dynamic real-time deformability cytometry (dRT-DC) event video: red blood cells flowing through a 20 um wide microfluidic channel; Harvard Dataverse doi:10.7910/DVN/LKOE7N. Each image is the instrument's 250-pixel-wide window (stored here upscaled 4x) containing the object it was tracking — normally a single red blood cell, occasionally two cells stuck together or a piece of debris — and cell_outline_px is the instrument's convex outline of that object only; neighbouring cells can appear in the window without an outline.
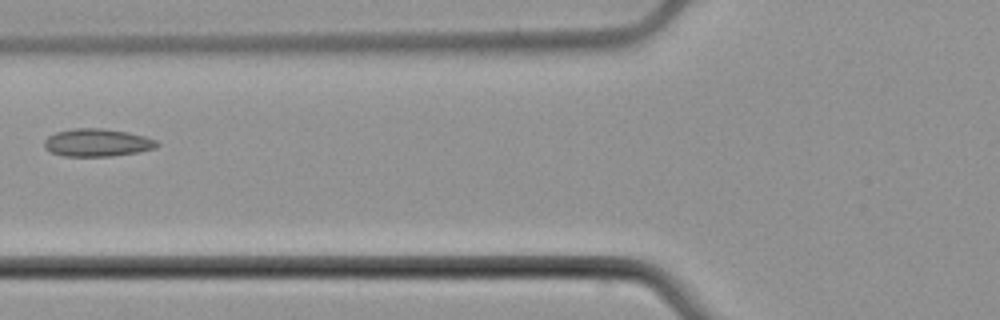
{"species": "common noctule bat (a hibernating species)", "species_latin": "Nyctalus noctula", "temperature_condition": "cold", "stored_images_in_passage": 4, "camera_frame_rate_fps": 3000, "um_per_image_px": 0.085, "animal": {"sex": "male", "body_mass_g": 21.5, "forearm_length_mm": 52.0}, "frame": {"image": 1, "passage_image": 4, "time_ms": 4.667, "image_size_px": [1000, 320], "cell_outline_px": [[160, 144], [156, 148], [136, 152], [112, 156], [64, 156], [52, 152], [44, 148], [44, 140], [48, 136], [56, 132], [72, 128], [104, 128], [128, 132], [144, 136], [156, 140]], "centroid_in_image_um": [8.25, 12.11], "position_along_channel_um": 117.5, "area_um2": 18.26}}